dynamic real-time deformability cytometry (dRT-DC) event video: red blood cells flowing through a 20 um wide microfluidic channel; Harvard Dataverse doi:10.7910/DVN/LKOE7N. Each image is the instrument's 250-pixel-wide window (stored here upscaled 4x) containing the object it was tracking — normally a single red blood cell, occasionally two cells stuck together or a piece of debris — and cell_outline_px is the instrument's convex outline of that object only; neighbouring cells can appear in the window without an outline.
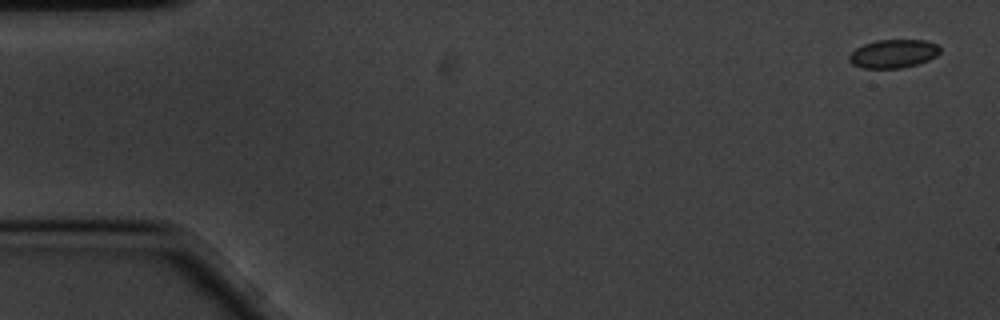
{"species": "common noctule bat (a hibernating species)", "species_latin": "Nyctalus noctula", "temperature_condition": "cold", "stored_images_in_passage": 58, "camera_frame_rate_fps": 3000, "um_per_image_px": 0.085, "animal": {"sex": "male", "body_mass_g": 20.1, "forearm_length_mm": 53.5}, "frame": {"image": 1, "passage_image": 1, "time_ms": 0.0, "image_size_px": [1000, 320], "cell_outline_px": [[940, 52], [936, 56], [928, 60], [916, 64], [900, 68], [864, 68], [852, 64], [848, 60], [848, 56], [856, 48], [864, 44], [876, 40], [924, 40], [936, 44], [940, 48]], "centroid_in_image_um": [75.92, 4.56], "position_along_channel_um": 9.1, "area_um2": 14.97}}
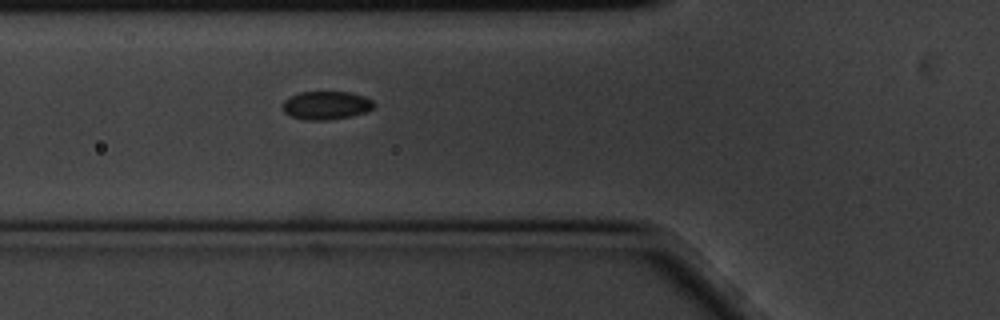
{"frame": {"image": 2, "passage_image": 20, "time_ms": 6.333, "image_size_px": [1000, 320], "cell_outline_px": [[376, 104], [372, 108], [364, 112], [348, 116], [328, 120], [304, 120], [292, 116], [284, 112], [284, 100], [288, 96], [300, 92], [348, 92], [364, 96], [372, 100]], "centroid_in_image_um": [27.71, 8.94], "position_along_channel_um": 98.1, "area_um2": 14.91}}
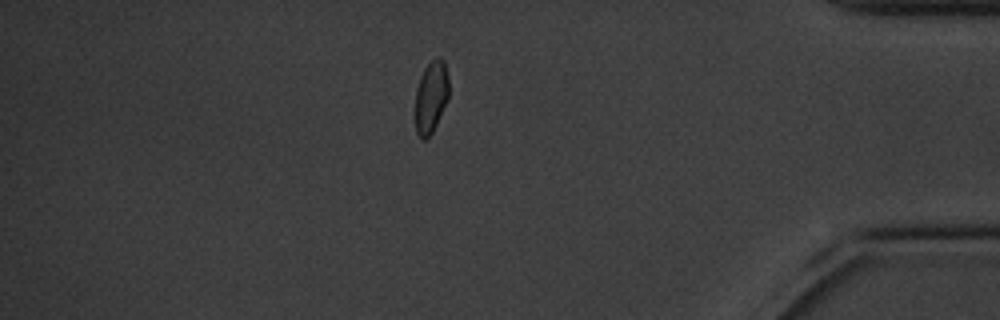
{"frame": {"image": 3, "passage_image": 50, "time_ms": 16.333, "image_size_px": [1000, 320], "cell_outline_px": [[448, 100], [432, 132], [424, 140], [420, 140], [416, 132], [416, 88], [420, 76], [424, 68], [436, 56], [440, 56], [444, 60], [448, 76]], "centroid_in_image_um": [36.64, 8.21], "position_along_channel_um": 398.6, "area_um2": 14.16}, "authors_computed_cell_mechanics": {"area_um2": 15.1436, "velocity_mm_per_s": 3.3691, "shape_relaxation_time_tau1_ms": 2.6126, "shape_relaxation_time_tau2_ms": null, "deformation_change_tau1": 0.0744, "deformation_change_tau2": null}}